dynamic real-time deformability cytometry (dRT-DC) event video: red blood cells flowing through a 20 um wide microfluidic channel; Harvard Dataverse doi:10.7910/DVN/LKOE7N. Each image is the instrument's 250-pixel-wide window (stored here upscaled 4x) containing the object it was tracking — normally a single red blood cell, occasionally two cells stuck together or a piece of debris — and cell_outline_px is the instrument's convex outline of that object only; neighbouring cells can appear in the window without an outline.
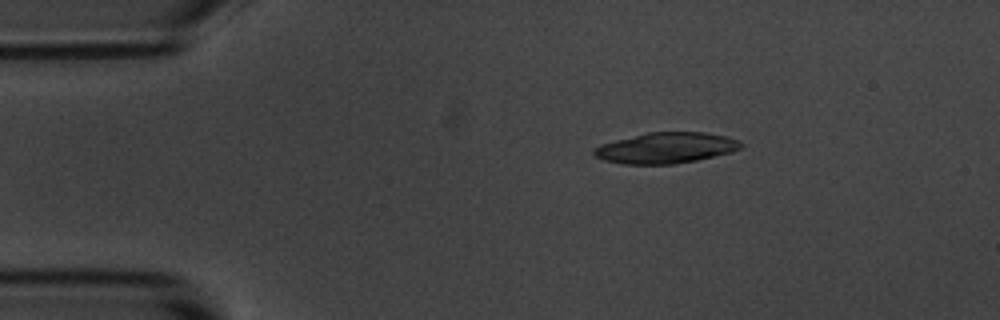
{"species": "common noctule bat (a hibernating species)", "species_latin": "Nyctalus noctula", "temperature_condition": "room temperature", "stored_images_in_passage": 4, "camera_frame_rate_fps": 3000, "um_per_image_px": 0.085, "animal": {"sex": "male", "body_mass_g": 20.1, "forearm_length_mm": 53.5}, "frame": {"image": 1, "passage_image": 3, "time_ms": 2.333, "image_size_px": [1000, 320], "cell_outline_px": [[744, 144], [740, 148], [732, 152], [696, 160], [676, 164], [624, 164], [604, 160], [596, 156], [592, 152], [592, 148], [600, 144], [648, 132], [704, 132], [724, 136], [740, 140]], "centroid_in_image_um": [56.61, 12.57], "position_along_channel_um": 28.4, "area_um2": 26.36}}